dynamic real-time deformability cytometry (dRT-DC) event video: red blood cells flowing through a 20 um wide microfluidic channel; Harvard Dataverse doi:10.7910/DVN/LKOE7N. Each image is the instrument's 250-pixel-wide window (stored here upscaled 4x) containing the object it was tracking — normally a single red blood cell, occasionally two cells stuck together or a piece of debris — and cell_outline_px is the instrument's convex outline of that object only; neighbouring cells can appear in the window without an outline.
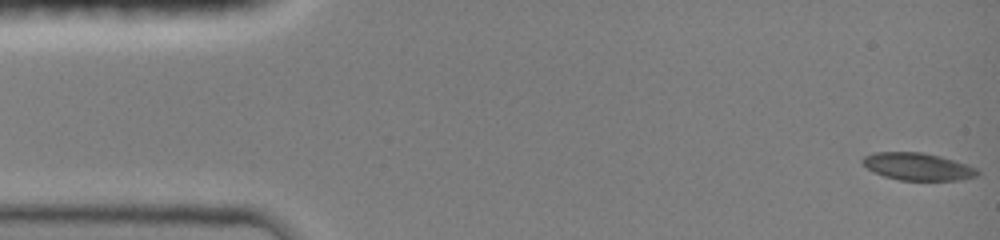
{"species": "common noctule bat (a hibernating species)", "species_latin": "Nyctalus noctula", "temperature_condition": "room temperature", "stored_images_in_passage": 13, "camera_frame_rate_fps": 3000, "um_per_image_px": 0.085, "animal": {"sex": "female", "body_mass_g": 19.0, "forearm_length_mm": 51.5}, "frame": {"image": 1, "passage_image": 1, "time_ms": 0.0, "image_size_px": [1000, 240], "cell_outline_px": [[980, 172], [976, 176], [960, 180], [900, 180], [884, 176], [872, 172], [860, 160], [864, 156], [872, 152], [920, 152], [940, 156], [976, 168]], "centroid_in_image_um": [77.96, 14.16], "position_along_channel_um": 7.0, "area_um2": 18.21}}
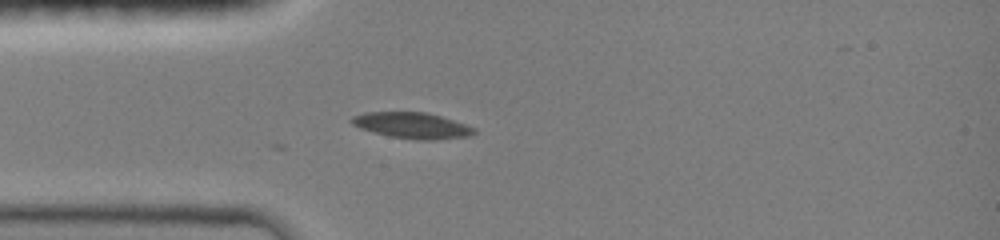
{"frame": {"image": 2, "passage_image": 13, "time_ms": 4.0, "image_size_px": [1000, 240], "cell_outline_px": [[476, 132], [468, 136], [436, 140], [416, 140], [388, 136], [372, 132], [360, 128], [352, 124], [348, 120], [352, 116], [364, 112], [428, 112], [476, 128]], "centroid_in_image_um": [34.98, 10.66], "position_along_channel_um": 50.0, "area_um2": 18.67}}